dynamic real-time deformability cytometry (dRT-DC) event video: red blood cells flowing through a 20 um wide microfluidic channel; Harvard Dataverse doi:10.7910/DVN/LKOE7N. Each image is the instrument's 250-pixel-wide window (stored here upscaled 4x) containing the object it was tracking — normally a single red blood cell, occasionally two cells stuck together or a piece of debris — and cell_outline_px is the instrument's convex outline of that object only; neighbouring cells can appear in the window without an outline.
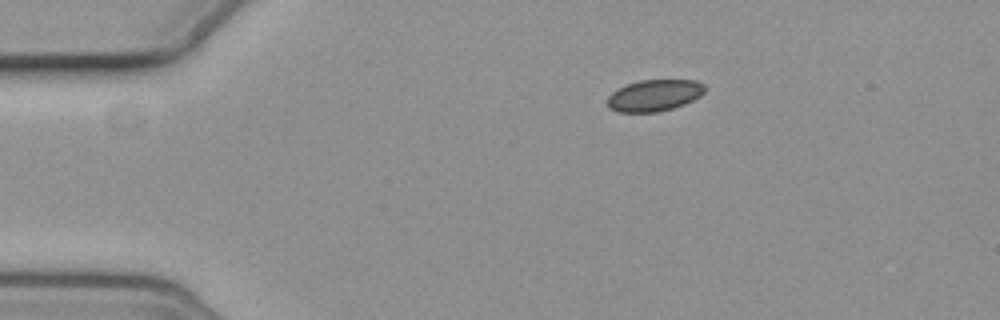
{"species": "common noctule bat (a hibernating species)", "species_latin": "Nyctalus noctula", "temperature_condition": "cold", "stored_images_in_passage": 3, "camera_frame_rate_fps": 3000, "um_per_image_px": 0.085, "animal": {"sex": "female", "body_mass_g": 19.3, "forearm_length_mm": 54.1}, "frame": {"image": 1, "passage_image": 1, "time_ms": 0.0, "image_size_px": [1000, 320], "cell_outline_px": [[704, 92], [700, 96], [684, 104], [672, 108], [656, 112], [616, 112], [608, 108], [608, 96], [612, 92], [628, 84], [640, 80], [696, 80], [704, 84]], "centroid_in_image_um": [55.61, 8.11], "position_along_channel_um": 29.4, "area_um2": 17.8}}